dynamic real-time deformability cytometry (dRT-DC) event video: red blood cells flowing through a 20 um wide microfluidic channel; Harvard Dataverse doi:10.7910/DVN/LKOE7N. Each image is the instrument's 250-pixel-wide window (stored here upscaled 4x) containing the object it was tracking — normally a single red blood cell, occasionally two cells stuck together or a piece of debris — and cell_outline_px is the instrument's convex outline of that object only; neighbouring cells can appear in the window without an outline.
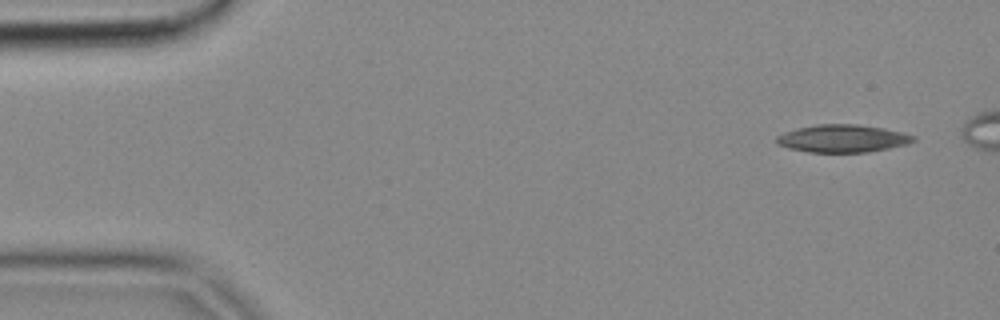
{"species": "common noctule bat (a hibernating species)", "species_latin": "Nyctalus noctula", "temperature_condition": "cold", "stored_images_in_passage": 5, "camera_frame_rate_fps": 3000, "um_per_image_px": 0.085, "animal": {"sex": "female", "body_mass_g": 18.4}, "frame": {"image": 1, "passage_image": 1, "time_ms": 0.0, "image_size_px": [1000, 320], "cell_outline_px": [[916, 140], [908, 144], [868, 152], [808, 152], [788, 148], [776, 144], [776, 136], [784, 132], [816, 124], [856, 124], [884, 128], [904, 132], [916, 136]], "centroid_in_image_um": [71.64, 11.77], "position_along_channel_um": 13.4, "area_um2": 22.14}}